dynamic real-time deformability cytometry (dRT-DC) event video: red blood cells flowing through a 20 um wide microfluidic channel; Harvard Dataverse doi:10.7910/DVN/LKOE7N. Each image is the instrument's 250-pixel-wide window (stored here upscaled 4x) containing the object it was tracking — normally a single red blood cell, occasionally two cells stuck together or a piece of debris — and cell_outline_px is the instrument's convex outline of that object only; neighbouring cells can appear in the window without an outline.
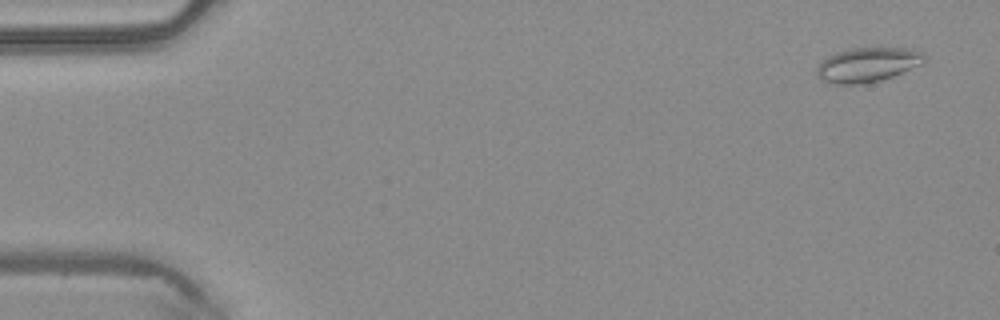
{"species": "common noctule bat (a hibernating species)", "species_latin": "Nyctalus noctula", "temperature_condition": "warm", "stored_images_in_passage": 50, "camera_frame_rate_fps": 3000, "um_per_image_px": 0.085, "animal": {"sex": "male", "body_mass_g": 20.4}, "frame": {"image": 1, "passage_image": 3, "time_ms": 0.667, "image_size_px": [1000, 320], "cell_outline_px": [[924, 60], [920, 64], [892, 76], [880, 80], [860, 84], [832, 84], [820, 80], [816, 76], [816, 68], [828, 56], [836, 52], [852, 48], [908, 48], [924, 52]], "centroid_in_image_um": [73.69, 5.5], "position_along_channel_um": 11.3, "area_um2": 21.44}}
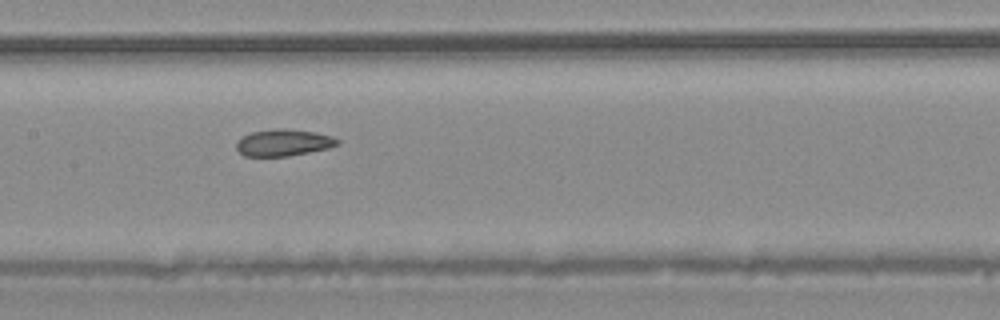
{"frame": {"image": 2, "passage_image": 25, "time_ms": 8.0, "image_size_px": [1000, 320], "cell_outline_px": [[340, 144], [328, 148], [288, 156], [244, 156], [236, 148], [236, 140], [240, 136], [252, 132], [276, 128], [284, 128], [316, 132], [332, 136], [340, 140]], "centroid_in_image_um": [24.08, 12.11], "position_along_channel_um": 183.3, "area_um2": 15.9}}
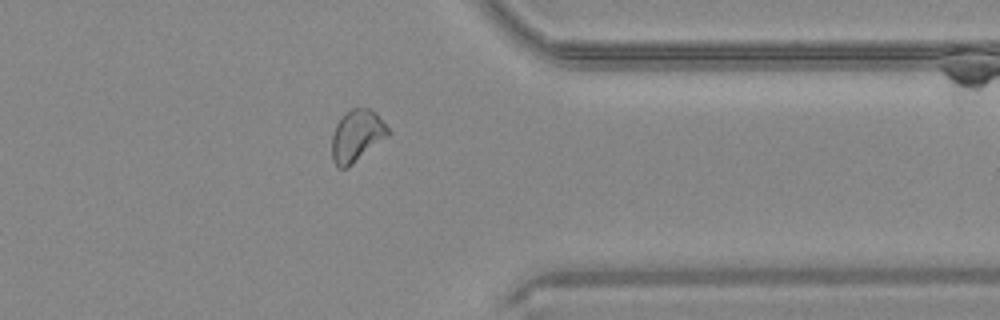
{"frame": {"image": 3, "passage_image": 40, "time_ms": 13.0, "image_size_px": [1000, 320], "cell_outline_px": [[388, 136], [348, 168], [336, 168], [332, 160], [332, 136], [336, 124], [344, 112], [352, 108], [368, 108], [376, 112], [388, 128]], "centroid_in_image_um": [30.3, 11.55], "position_along_channel_um": 381.1, "area_um2": 17.05}, "authors_computed_cell_mechanics": {"area_um2": 17.4556, "velocity_mm_per_s": 4.129, "shape_relaxation_time_tau1_ms": null, "shape_relaxation_time_tau2_ms": 2.0689, "deformation_change_tau1": null, "deformation_change_tau2": 0.0849}}